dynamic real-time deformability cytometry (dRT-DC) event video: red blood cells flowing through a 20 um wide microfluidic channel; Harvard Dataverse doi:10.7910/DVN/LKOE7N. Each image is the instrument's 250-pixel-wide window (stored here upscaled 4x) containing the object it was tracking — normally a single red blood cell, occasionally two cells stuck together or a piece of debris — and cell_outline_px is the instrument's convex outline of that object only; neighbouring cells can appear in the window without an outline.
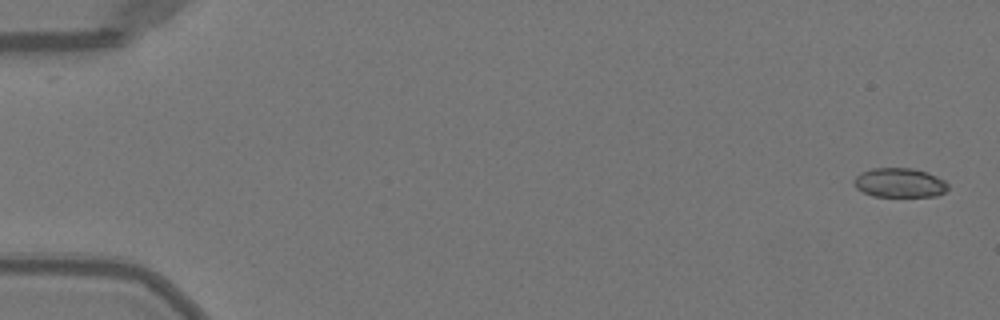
{"species": "Egyptian fruit bat (a non-hibernating species)", "species_latin": "Rousettus aegyptiacus", "temperature_condition": "warm", "stored_images_in_passage": 50, "camera_frame_rate_fps": 3000, "um_per_image_px": 0.085, "animal": {"sex": "female"}, "frame": {"image": 1, "passage_image": 1, "time_ms": 0.0, "image_size_px": [1000, 320], "cell_outline_px": [[948, 188], [944, 192], [936, 196], [872, 196], [856, 188], [856, 176], [860, 172], [872, 168], [912, 168], [936, 176], [944, 180], [948, 184]], "centroid_in_image_um": [76.47, 15.53], "position_along_channel_um": 8.5, "area_um2": 15.84}}
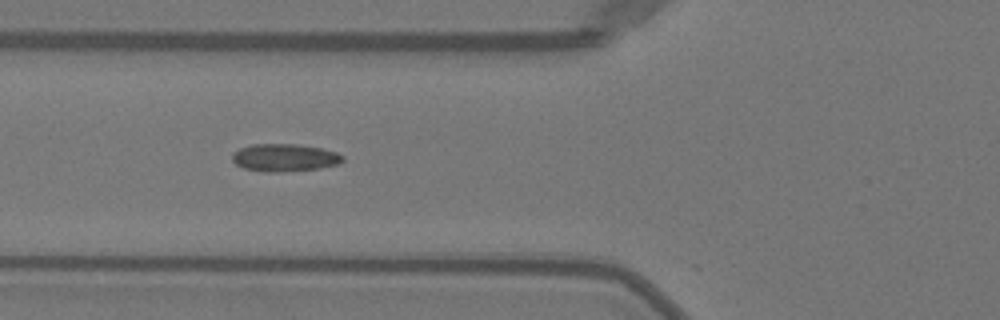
{"frame": {"image": 2, "passage_image": 19, "time_ms": 6.0, "image_size_px": [1000, 320], "cell_outline_px": [[344, 160], [340, 164], [320, 168], [280, 172], [268, 172], [244, 168], [236, 164], [232, 160], [232, 152], [240, 148], [252, 144], [296, 144], [320, 148], [336, 152], [344, 156]], "centroid_in_image_um": [24.19, 13.4], "position_along_channel_um": 101.6, "area_um2": 17.8}}
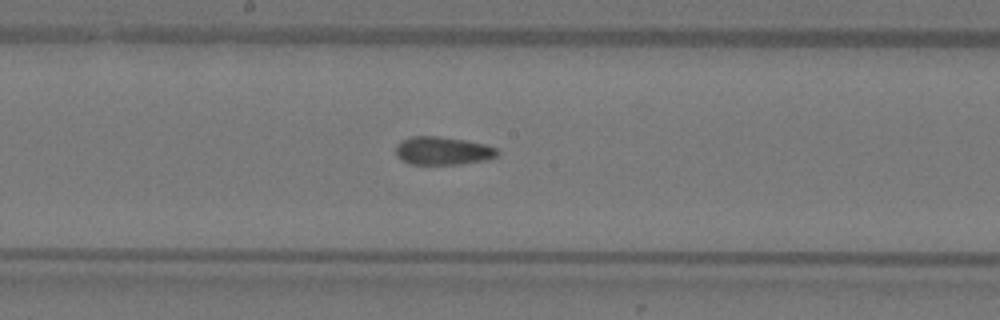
{"frame": {"image": 3, "passage_image": 27, "time_ms": 8.667, "image_size_px": [1000, 320], "cell_outline_px": [[500, 152], [496, 156], [488, 160], [460, 164], [408, 164], [396, 156], [396, 144], [400, 140], [412, 136], [440, 136], [468, 140], [484, 144], [496, 148]], "centroid_in_image_um": [37.62, 12.81], "position_along_channel_um": 210.6, "area_um2": 16.94}, "authors_computed_cell_mechanics": {"area_um2": 16.7042, "velocity_mm_per_s": 4.0772, "shape_relaxation_time_tau1_ms": null, "shape_relaxation_time_tau2_ms": 1.1361, "deformation_change_tau1": null, "deformation_change_tau2": 0.0598}}